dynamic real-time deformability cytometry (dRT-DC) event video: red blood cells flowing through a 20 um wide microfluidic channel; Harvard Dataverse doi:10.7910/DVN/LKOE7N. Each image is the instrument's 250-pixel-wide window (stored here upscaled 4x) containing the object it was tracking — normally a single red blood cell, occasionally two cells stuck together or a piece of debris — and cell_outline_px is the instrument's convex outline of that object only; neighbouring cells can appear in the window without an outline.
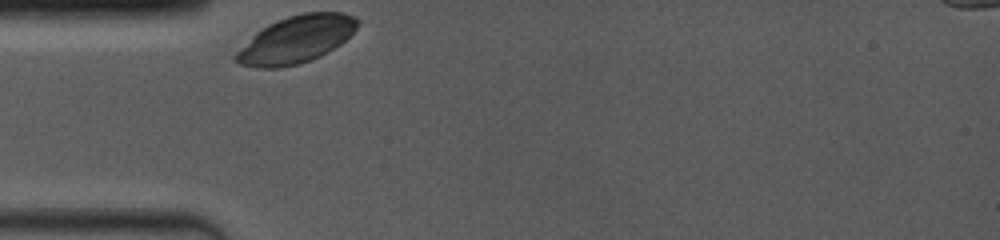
{"species": "common noctule bat (a hibernating species)", "species_latin": "Nyctalus noctula", "temperature_condition": "room temperature", "stored_images_in_passage": 6, "camera_frame_rate_fps": 4000, "um_per_image_px": 0.085, "animal": {"sex": "female", "body_mass_g": 19.0, "forearm_length_mm": 53.3}, "frame": {"image": 1, "passage_image": 1, "time_ms": 0.0, "image_size_px": [1000, 240], "cell_outline_px": [[360, 20], [356, 28], [340, 44], [320, 56], [300, 64], [280, 68], [256, 68], [240, 64], [232, 60], [232, 56], [256, 32], [268, 24], [276, 20], [288, 16], [304, 12], [344, 12], [356, 16]], "centroid_in_image_um": [25.15, 3.35], "position_along_channel_um": 59.8, "area_um2": 33.58}}
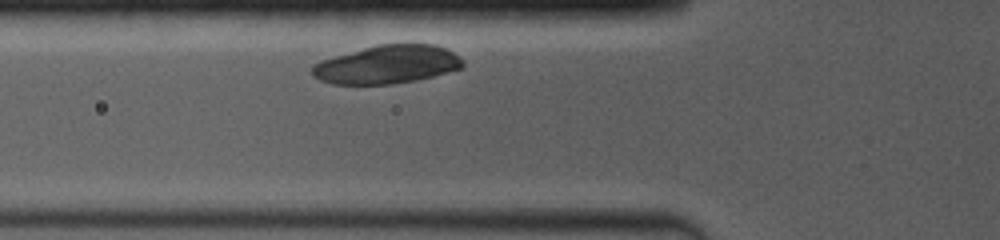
{"frame": {"image": 2, "passage_image": 5, "time_ms": 1.0, "image_size_px": [1000, 240], "cell_outline_px": [[464, 68], [416, 80], [392, 84], [332, 84], [320, 80], [312, 76], [312, 68], [316, 64], [324, 60], [336, 56], [376, 44], [432, 44], [444, 48], [452, 52], [464, 64]], "centroid_in_image_um": [32.91, 5.49], "position_along_channel_um": 92.9, "area_um2": 33.23}}